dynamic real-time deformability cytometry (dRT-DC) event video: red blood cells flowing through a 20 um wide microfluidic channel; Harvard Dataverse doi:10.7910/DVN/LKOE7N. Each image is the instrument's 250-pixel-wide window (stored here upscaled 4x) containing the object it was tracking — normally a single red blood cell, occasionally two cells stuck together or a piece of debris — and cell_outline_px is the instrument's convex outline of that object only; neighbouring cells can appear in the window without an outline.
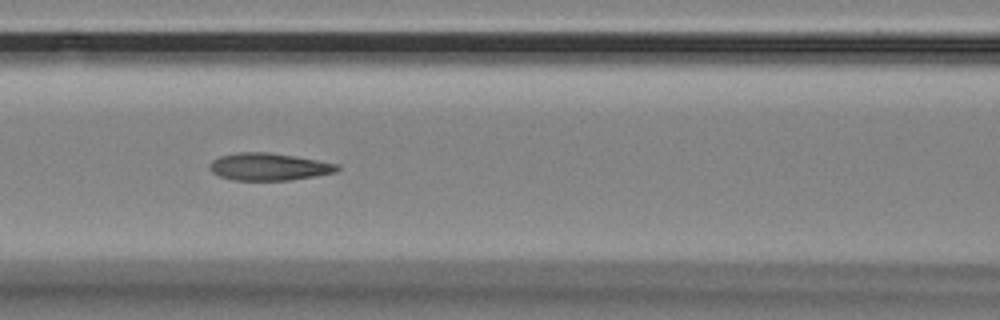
{"species": "Egyptian fruit bat (a non-hibernating species)", "species_latin": "Rousettus aegyptiacus", "temperature_condition": "room temperature", "stored_images_in_passage": 10, "camera_frame_rate_fps": 3000, "um_per_image_px": 0.085, "animal": {"sex": "female"}, "frame": {"image": 1, "passage_image": 7, "time_ms": 2.0, "image_size_px": [1000, 320], "cell_outline_px": [[340, 168], [336, 172], [288, 180], [232, 180], [220, 176], [212, 172], [208, 168], [208, 164], [212, 160], [220, 156], [236, 152], [268, 152], [340, 164]], "centroid_in_image_um": [22.8, 14.17], "position_along_channel_um": 143.8, "area_um2": 20.23}}
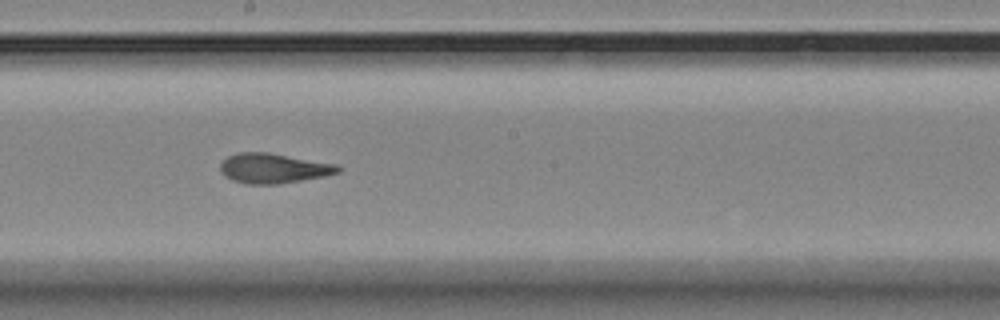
{"frame": {"image": 2, "passage_image": 9, "time_ms": 2.667, "image_size_px": [1000, 320], "cell_outline_px": [[340, 172], [324, 176], [276, 184], [248, 184], [232, 180], [224, 176], [220, 172], [220, 164], [228, 156], [240, 152], [268, 152], [336, 164], [340, 168]], "centroid_in_image_um": [23.21, 14.3], "position_along_channel_um": 225.0, "area_um2": 20.35}}
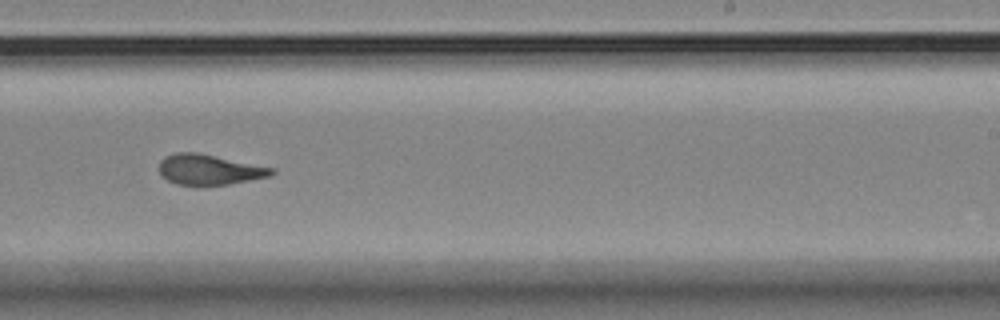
{"frame": {"image": 3, "passage_image": 10, "time_ms": 3.0, "image_size_px": [1000, 320], "cell_outline_px": [[276, 172], [272, 176], [228, 184], [196, 188], [176, 184], [160, 176], [160, 160], [164, 156], [176, 152], [196, 152], [276, 168]], "centroid_in_image_um": [17.78, 14.45], "position_along_channel_um": 271.2, "area_um2": 20.58}}